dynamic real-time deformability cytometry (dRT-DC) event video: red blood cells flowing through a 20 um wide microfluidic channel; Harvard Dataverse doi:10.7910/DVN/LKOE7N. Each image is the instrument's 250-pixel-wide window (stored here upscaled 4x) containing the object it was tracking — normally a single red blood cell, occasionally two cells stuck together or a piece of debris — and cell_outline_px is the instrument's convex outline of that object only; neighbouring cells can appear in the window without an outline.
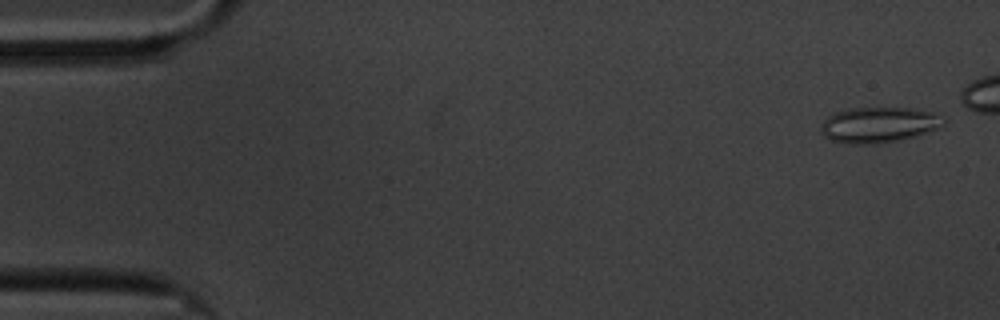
{"species": "common noctule bat (a hibernating species)", "species_latin": "Nyctalus noctula", "temperature_condition": "cold", "stored_images_in_passage": 47, "camera_frame_rate_fps": 3000, "um_per_image_px": 0.085, "animal": {"sex": "male", "body_mass_g": 20.1, "forearm_length_mm": 53.5}, "frame": {"image": 1, "passage_image": 2, "time_ms": 0.333, "image_size_px": [1000, 320], "cell_outline_px": [[948, 120], [944, 124], [928, 132], [916, 136], [900, 140], [876, 144], [848, 144], [832, 140], [824, 136], [820, 132], [820, 124], [828, 116], [836, 112], [848, 108], [912, 108], [932, 112]], "centroid_in_image_um": [74.68, 10.61], "position_along_channel_um": 10.3, "area_um2": 25.61}}
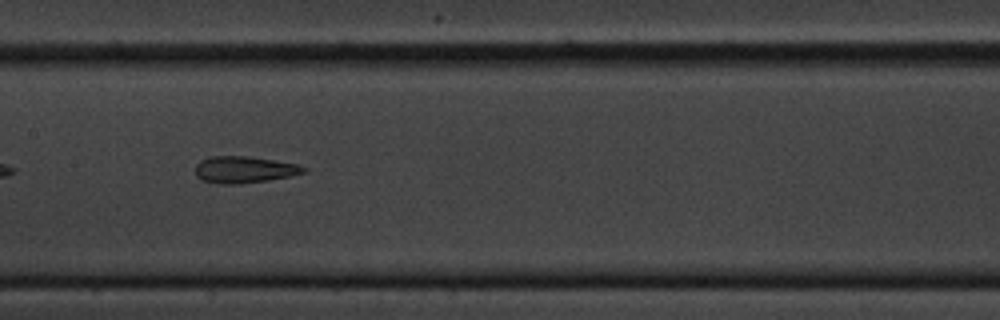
{"frame": {"image": 2, "passage_image": 17, "time_ms": 5.333, "image_size_px": [1000, 320], "cell_outline_px": [[308, 168], [304, 172], [292, 176], [268, 180], [240, 184], [220, 184], [200, 180], [196, 176], [196, 164], [200, 160], [212, 156], [248, 156], [296, 164]], "centroid_in_image_um": [20.73, 14.42], "position_along_channel_um": 186.7, "area_um2": 16.88}}
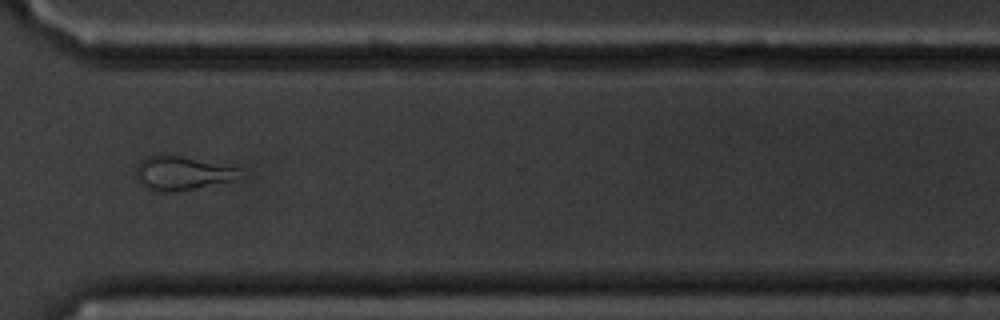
{"frame": {"image": 3, "passage_image": 32, "time_ms": 10.333, "image_size_px": [1000, 320], "cell_outline_px": [[240, 180], [176, 192], [164, 192], [148, 188], [140, 184], [136, 176], [136, 164], [144, 156], [164, 152], [240, 168]], "centroid_in_image_um": [15.47, 14.69], "position_along_channel_um": 355.1, "area_um2": 21.21}, "authors_computed_cell_mechanics": {"area_um2": 17.5712, "velocity_mm_per_s": 3.3864, "shape_relaxation_time_tau1_ms": null, "shape_relaxation_time_tau2_ms": 2.6213, "deformation_change_tau1": null, "deformation_change_tau2": 0.1241}}